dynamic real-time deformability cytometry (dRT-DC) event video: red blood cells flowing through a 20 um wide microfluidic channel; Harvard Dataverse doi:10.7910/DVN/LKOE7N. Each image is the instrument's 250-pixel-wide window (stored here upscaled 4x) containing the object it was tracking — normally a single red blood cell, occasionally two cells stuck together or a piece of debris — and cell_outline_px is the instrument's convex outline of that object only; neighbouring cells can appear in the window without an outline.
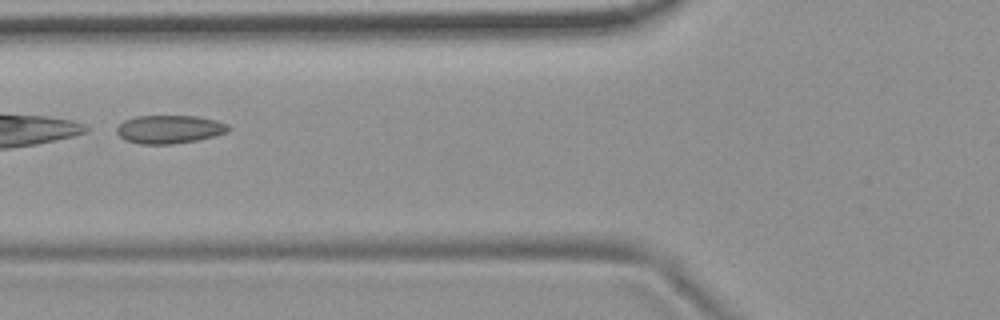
{"species": "common noctule bat (a hibernating species)", "species_latin": "Nyctalus noctula", "temperature_condition": "room temperature", "stored_images_in_passage": 8, "camera_frame_rate_fps": 3000, "um_per_image_px": 0.085, "animal": {"sex": "female", "body_mass_g": 19.9}, "frame": {"image": 1, "passage_image": 6, "time_ms": 5.667, "image_size_px": [1000, 320], "cell_outline_px": [[232, 128], [228, 132], [216, 136], [196, 140], [172, 144], [140, 144], [124, 140], [116, 132], [116, 128], [124, 120], [136, 116], [196, 116], [216, 120], [228, 124]], "centroid_in_image_um": [14.42, 10.99], "position_along_channel_um": 111.4, "area_um2": 18.55}}
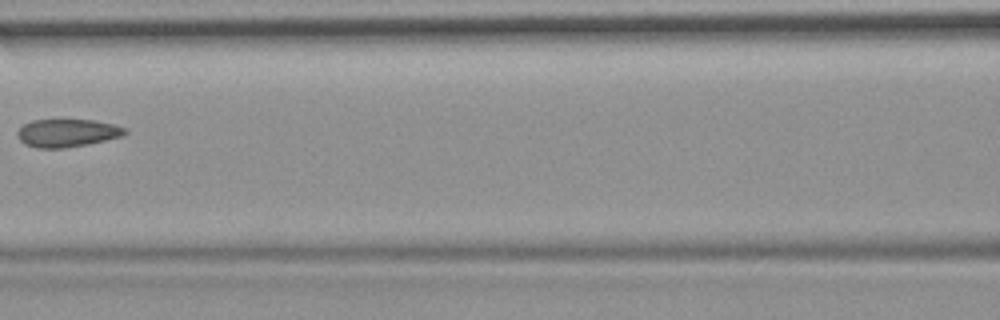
{"frame": {"image": 2, "passage_image": 7, "time_ms": 7.0, "image_size_px": [1000, 320], "cell_outline_px": [[128, 132], [124, 136], [88, 144], [64, 148], [36, 148], [24, 144], [20, 140], [16, 132], [24, 124], [32, 120], [92, 120], [112, 124], [128, 128]], "centroid_in_image_um": [5.73, 11.31], "position_along_channel_um": 160.9, "area_um2": 17.57}}
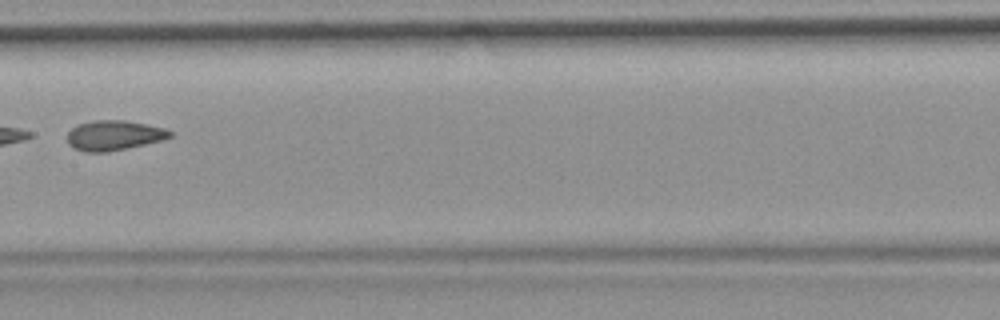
{"frame": {"image": 3, "passage_image": 8, "time_ms": 8.0, "image_size_px": [1000, 320], "cell_outline_px": [[172, 136], [160, 140], [144, 144], [108, 152], [84, 152], [68, 144], [68, 132], [72, 128], [80, 124], [92, 120], [124, 120], [164, 128], [172, 132]], "centroid_in_image_um": [9.66, 11.5], "position_along_channel_um": 197.7, "area_um2": 17.63}}